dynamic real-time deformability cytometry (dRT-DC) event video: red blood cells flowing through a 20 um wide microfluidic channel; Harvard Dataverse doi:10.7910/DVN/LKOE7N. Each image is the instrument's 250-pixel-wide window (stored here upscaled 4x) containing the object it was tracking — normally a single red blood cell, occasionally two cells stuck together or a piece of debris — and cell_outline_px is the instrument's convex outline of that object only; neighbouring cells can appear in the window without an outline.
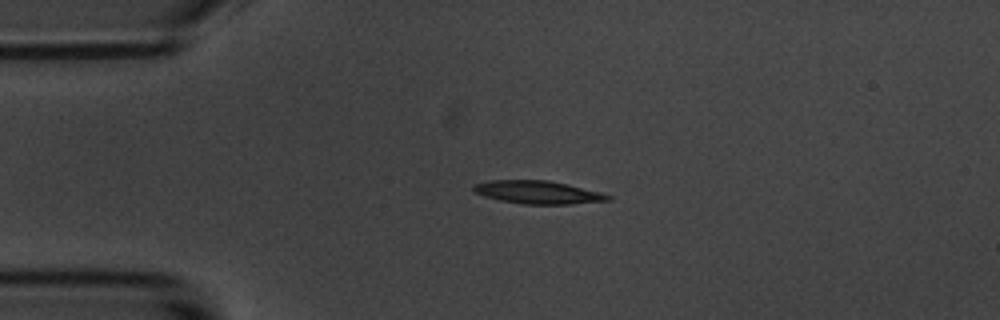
{"species": "common noctule bat (a hibernating species)", "species_latin": "Nyctalus noctula", "temperature_condition": "room temperature", "stored_images_in_passage": 44, "camera_frame_rate_fps": 3000, "um_per_image_px": 0.085, "animal": {"sex": "male", "body_mass_g": 20.1, "forearm_length_mm": 53.5}, "frame": {"image": 1, "passage_image": 1, "time_ms": 0.0, "image_size_px": [1000, 320], "cell_outline_px": [[612, 200], [572, 204], [524, 204], [500, 200], [484, 196], [476, 192], [472, 188], [472, 184], [488, 180], [548, 180], [600, 192], [612, 196]], "centroid_in_image_um": [45.71, 16.34], "position_along_channel_um": 39.3, "area_um2": 17.98}}
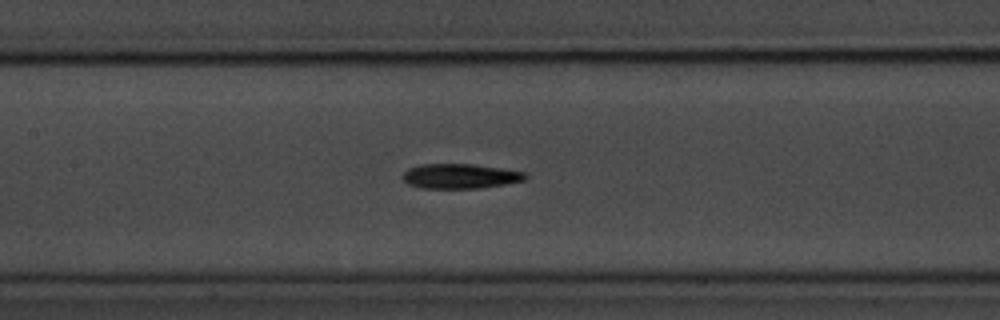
{"frame": {"image": 2, "passage_image": 14, "time_ms": 4.333, "image_size_px": [1000, 320], "cell_outline_px": [[528, 176], [524, 180], [504, 184], [480, 188], [420, 188], [408, 184], [400, 176], [408, 168], [420, 164], [472, 164], [528, 172]], "centroid_in_image_um": [39.09, 14.97], "position_along_channel_um": 168.3, "area_um2": 17.8}}
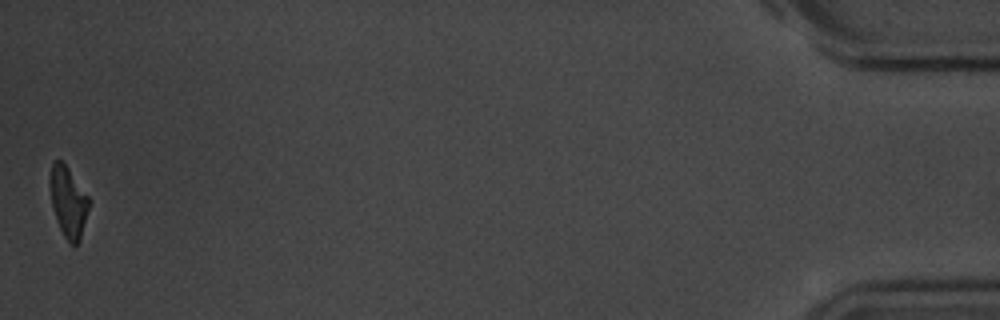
{"frame": {"image": 3, "passage_image": 44, "time_ms": 14.333, "image_size_px": [1000, 320], "cell_outline_px": [[92, 200], [80, 240], [76, 244], [72, 244], [64, 236], [56, 220], [52, 204], [48, 180], [52, 164], [56, 160], [60, 160], [68, 168]], "centroid_in_image_um": [5.82, 17.14], "position_along_channel_um": 429.4, "area_um2": 16.18}, "authors_computed_cell_mechanics": {"area_um2": 17.6579, "velocity_mm_per_s": 3.567, "shape_relaxation_time_tau1_ms": 3.0369, "shape_relaxation_time_tau2_ms": 4.8357, "deformation_change_tau1": 0.1533, "deformation_change_tau2": 0.1649}}